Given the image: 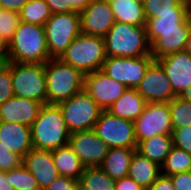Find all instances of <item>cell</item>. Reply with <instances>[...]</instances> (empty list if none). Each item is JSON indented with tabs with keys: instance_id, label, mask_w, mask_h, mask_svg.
I'll return each mask as SVG.
<instances>
[{
	"instance_id": "obj_1",
	"label": "cell",
	"mask_w": 191,
	"mask_h": 190,
	"mask_svg": "<svg viewBox=\"0 0 191 190\" xmlns=\"http://www.w3.org/2000/svg\"><path fill=\"white\" fill-rule=\"evenodd\" d=\"M9 61L45 63L49 59L45 29L42 25L19 22L8 44Z\"/></svg>"
},
{
	"instance_id": "obj_2",
	"label": "cell",
	"mask_w": 191,
	"mask_h": 190,
	"mask_svg": "<svg viewBox=\"0 0 191 190\" xmlns=\"http://www.w3.org/2000/svg\"><path fill=\"white\" fill-rule=\"evenodd\" d=\"M33 148L53 151L67 145L70 132L57 105L45 104L30 126Z\"/></svg>"
},
{
	"instance_id": "obj_3",
	"label": "cell",
	"mask_w": 191,
	"mask_h": 190,
	"mask_svg": "<svg viewBox=\"0 0 191 190\" xmlns=\"http://www.w3.org/2000/svg\"><path fill=\"white\" fill-rule=\"evenodd\" d=\"M47 104L58 105L84 89V74L59 58L45 62Z\"/></svg>"
},
{
	"instance_id": "obj_4",
	"label": "cell",
	"mask_w": 191,
	"mask_h": 190,
	"mask_svg": "<svg viewBox=\"0 0 191 190\" xmlns=\"http://www.w3.org/2000/svg\"><path fill=\"white\" fill-rule=\"evenodd\" d=\"M106 56L139 57L151 55L146 28L115 22L104 36Z\"/></svg>"
},
{
	"instance_id": "obj_5",
	"label": "cell",
	"mask_w": 191,
	"mask_h": 190,
	"mask_svg": "<svg viewBox=\"0 0 191 190\" xmlns=\"http://www.w3.org/2000/svg\"><path fill=\"white\" fill-rule=\"evenodd\" d=\"M106 57L104 38L80 33L59 59L85 75L101 70Z\"/></svg>"
},
{
	"instance_id": "obj_6",
	"label": "cell",
	"mask_w": 191,
	"mask_h": 190,
	"mask_svg": "<svg viewBox=\"0 0 191 190\" xmlns=\"http://www.w3.org/2000/svg\"><path fill=\"white\" fill-rule=\"evenodd\" d=\"M15 96L47 104L45 63L9 61Z\"/></svg>"
},
{
	"instance_id": "obj_7",
	"label": "cell",
	"mask_w": 191,
	"mask_h": 190,
	"mask_svg": "<svg viewBox=\"0 0 191 190\" xmlns=\"http://www.w3.org/2000/svg\"><path fill=\"white\" fill-rule=\"evenodd\" d=\"M49 57L60 58L81 33L80 14L53 13L44 24Z\"/></svg>"
},
{
	"instance_id": "obj_8",
	"label": "cell",
	"mask_w": 191,
	"mask_h": 190,
	"mask_svg": "<svg viewBox=\"0 0 191 190\" xmlns=\"http://www.w3.org/2000/svg\"><path fill=\"white\" fill-rule=\"evenodd\" d=\"M57 106L70 133L93 130L104 111L84 89Z\"/></svg>"
},
{
	"instance_id": "obj_9",
	"label": "cell",
	"mask_w": 191,
	"mask_h": 190,
	"mask_svg": "<svg viewBox=\"0 0 191 190\" xmlns=\"http://www.w3.org/2000/svg\"><path fill=\"white\" fill-rule=\"evenodd\" d=\"M93 130L109 148L137 149L135 125L132 120L116 117L104 110Z\"/></svg>"
},
{
	"instance_id": "obj_10",
	"label": "cell",
	"mask_w": 191,
	"mask_h": 190,
	"mask_svg": "<svg viewBox=\"0 0 191 190\" xmlns=\"http://www.w3.org/2000/svg\"><path fill=\"white\" fill-rule=\"evenodd\" d=\"M155 61L152 55L139 57H106L101 71L127 88L136 89L149 66Z\"/></svg>"
},
{
	"instance_id": "obj_11",
	"label": "cell",
	"mask_w": 191,
	"mask_h": 190,
	"mask_svg": "<svg viewBox=\"0 0 191 190\" xmlns=\"http://www.w3.org/2000/svg\"><path fill=\"white\" fill-rule=\"evenodd\" d=\"M137 143L155 135H172L171 112L168 103L149 102L134 121Z\"/></svg>"
},
{
	"instance_id": "obj_12",
	"label": "cell",
	"mask_w": 191,
	"mask_h": 190,
	"mask_svg": "<svg viewBox=\"0 0 191 190\" xmlns=\"http://www.w3.org/2000/svg\"><path fill=\"white\" fill-rule=\"evenodd\" d=\"M68 145L85 168L100 167L109 151V147L94 130L70 133Z\"/></svg>"
},
{
	"instance_id": "obj_13",
	"label": "cell",
	"mask_w": 191,
	"mask_h": 190,
	"mask_svg": "<svg viewBox=\"0 0 191 190\" xmlns=\"http://www.w3.org/2000/svg\"><path fill=\"white\" fill-rule=\"evenodd\" d=\"M127 89L101 70L84 75V90L103 110H107Z\"/></svg>"
},
{
	"instance_id": "obj_14",
	"label": "cell",
	"mask_w": 191,
	"mask_h": 190,
	"mask_svg": "<svg viewBox=\"0 0 191 190\" xmlns=\"http://www.w3.org/2000/svg\"><path fill=\"white\" fill-rule=\"evenodd\" d=\"M136 90L147 103H169L176 97L165 70L157 61L149 66Z\"/></svg>"
},
{
	"instance_id": "obj_15",
	"label": "cell",
	"mask_w": 191,
	"mask_h": 190,
	"mask_svg": "<svg viewBox=\"0 0 191 190\" xmlns=\"http://www.w3.org/2000/svg\"><path fill=\"white\" fill-rule=\"evenodd\" d=\"M115 22L108 0H92L80 13L81 33L86 35L104 38Z\"/></svg>"
},
{
	"instance_id": "obj_16",
	"label": "cell",
	"mask_w": 191,
	"mask_h": 190,
	"mask_svg": "<svg viewBox=\"0 0 191 190\" xmlns=\"http://www.w3.org/2000/svg\"><path fill=\"white\" fill-rule=\"evenodd\" d=\"M156 61L165 70L174 94L182 96L191 85V54L183 50Z\"/></svg>"
},
{
	"instance_id": "obj_17",
	"label": "cell",
	"mask_w": 191,
	"mask_h": 190,
	"mask_svg": "<svg viewBox=\"0 0 191 190\" xmlns=\"http://www.w3.org/2000/svg\"><path fill=\"white\" fill-rule=\"evenodd\" d=\"M22 164L37 180L40 190H46L60 176L49 150L32 148L23 157Z\"/></svg>"
},
{
	"instance_id": "obj_18",
	"label": "cell",
	"mask_w": 191,
	"mask_h": 190,
	"mask_svg": "<svg viewBox=\"0 0 191 190\" xmlns=\"http://www.w3.org/2000/svg\"><path fill=\"white\" fill-rule=\"evenodd\" d=\"M42 106L38 101L14 95L0 105V121L31 126Z\"/></svg>"
},
{
	"instance_id": "obj_19",
	"label": "cell",
	"mask_w": 191,
	"mask_h": 190,
	"mask_svg": "<svg viewBox=\"0 0 191 190\" xmlns=\"http://www.w3.org/2000/svg\"><path fill=\"white\" fill-rule=\"evenodd\" d=\"M0 142L23 158L33 148L30 126L0 121Z\"/></svg>"
},
{
	"instance_id": "obj_20",
	"label": "cell",
	"mask_w": 191,
	"mask_h": 190,
	"mask_svg": "<svg viewBox=\"0 0 191 190\" xmlns=\"http://www.w3.org/2000/svg\"><path fill=\"white\" fill-rule=\"evenodd\" d=\"M190 29L157 30V39L151 44V55L156 60L183 51Z\"/></svg>"
},
{
	"instance_id": "obj_21",
	"label": "cell",
	"mask_w": 191,
	"mask_h": 190,
	"mask_svg": "<svg viewBox=\"0 0 191 190\" xmlns=\"http://www.w3.org/2000/svg\"><path fill=\"white\" fill-rule=\"evenodd\" d=\"M161 175V166L142 155L137 150L134 151L130 160L128 176L132 178L144 190H147Z\"/></svg>"
},
{
	"instance_id": "obj_22",
	"label": "cell",
	"mask_w": 191,
	"mask_h": 190,
	"mask_svg": "<svg viewBox=\"0 0 191 190\" xmlns=\"http://www.w3.org/2000/svg\"><path fill=\"white\" fill-rule=\"evenodd\" d=\"M146 104V100L136 89L128 88L106 111L116 117L135 121Z\"/></svg>"
},
{
	"instance_id": "obj_23",
	"label": "cell",
	"mask_w": 191,
	"mask_h": 190,
	"mask_svg": "<svg viewBox=\"0 0 191 190\" xmlns=\"http://www.w3.org/2000/svg\"><path fill=\"white\" fill-rule=\"evenodd\" d=\"M191 18L188 13L158 14V17L147 18L146 33L149 44L157 39V30L190 29Z\"/></svg>"
},
{
	"instance_id": "obj_24",
	"label": "cell",
	"mask_w": 191,
	"mask_h": 190,
	"mask_svg": "<svg viewBox=\"0 0 191 190\" xmlns=\"http://www.w3.org/2000/svg\"><path fill=\"white\" fill-rule=\"evenodd\" d=\"M129 148H109L100 168L113 180L127 177L129 174L130 160L134 151Z\"/></svg>"
},
{
	"instance_id": "obj_25",
	"label": "cell",
	"mask_w": 191,
	"mask_h": 190,
	"mask_svg": "<svg viewBox=\"0 0 191 190\" xmlns=\"http://www.w3.org/2000/svg\"><path fill=\"white\" fill-rule=\"evenodd\" d=\"M108 1L116 22L145 27L147 19L145 17L143 3H136L133 0Z\"/></svg>"
},
{
	"instance_id": "obj_26",
	"label": "cell",
	"mask_w": 191,
	"mask_h": 190,
	"mask_svg": "<svg viewBox=\"0 0 191 190\" xmlns=\"http://www.w3.org/2000/svg\"><path fill=\"white\" fill-rule=\"evenodd\" d=\"M52 158L59 175L79 180L85 167L68 144L53 150Z\"/></svg>"
},
{
	"instance_id": "obj_27",
	"label": "cell",
	"mask_w": 191,
	"mask_h": 190,
	"mask_svg": "<svg viewBox=\"0 0 191 190\" xmlns=\"http://www.w3.org/2000/svg\"><path fill=\"white\" fill-rule=\"evenodd\" d=\"M172 135H155L141 141L137 151L161 166L173 147Z\"/></svg>"
},
{
	"instance_id": "obj_28",
	"label": "cell",
	"mask_w": 191,
	"mask_h": 190,
	"mask_svg": "<svg viewBox=\"0 0 191 190\" xmlns=\"http://www.w3.org/2000/svg\"><path fill=\"white\" fill-rule=\"evenodd\" d=\"M114 183L100 167L85 168L79 178L80 190H115Z\"/></svg>"
},
{
	"instance_id": "obj_29",
	"label": "cell",
	"mask_w": 191,
	"mask_h": 190,
	"mask_svg": "<svg viewBox=\"0 0 191 190\" xmlns=\"http://www.w3.org/2000/svg\"><path fill=\"white\" fill-rule=\"evenodd\" d=\"M145 17H158V14L188 13L187 2L183 0H144Z\"/></svg>"
},
{
	"instance_id": "obj_30",
	"label": "cell",
	"mask_w": 191,
	"mask_h": 190,
	"mask_svg": "<svg viewBox=\"0 0 191 190\" xmlns=\"http://www.w3.org/2000/svg\"><path fill=\"white\" fill-rule=\"evenodd\" d=\"M51 15L52 12L46 0H29L19 12L21 22L42 26H44Z\"/></svg>"
},
{
	"instance_id": "obj_31",
	"label": "cell",
	"mask_w": 191,
	"mask_h": 190,
	"mask_svg": "<svg viewBox=\"0 0 191 190\" xmlns=\"http://www.w3.org/2000/svg\"><path fill=\"white\" fill-rule=\"evenodd\" d=\"M186 171H191V154L173 146L161 165V174L170 176Z\"/></svg>"
},
{
	"instance_id": "obj_32",
	"label": "cell",
	"mask_w": 191,
	"mask_h": 190,
	"mask_svg": "<svg viewBox=\"0 0 191 190\" xmlns=\"http://www.w3.org/2000/svg\"><path fill=\"white\" fill-rule=\"evenodd\" d=\"M173 129L191 126V103L181 96H176L169 103Z\"/></svg>"
},
{
	"instance_id": "obj_33",
	"label": "cell",
	"mask_w": 191,
	"mask_h": 190,
	"mask_svg": "<svg viewBox=\"0 0 191 190\" xmlns=\"http://www.w3.org/2000/svg\"><path fill=\"white\" fill-rule=\"evenodd\" d=\"M6 177H10V182L14 190H40L37 180L23 164L6 171Z\"/></svg>"
},
{
	"instance_id": "obj_34",
	"label": "cell",
	"mask_w": 191,
	"mask_h": 190,
	"mask_svg": "<svg viewBox=\"0 0 191 190\" xmlns=\"http://www.w3.org/2000/svg\"><path fill=\"white\" fill-rule=\"evenodd\" d=\"M20 22L19 13L3 10L0 14V34L9 43Z\"/></svg>"
},
{
	"instance_id": "obj_35",
	"label": "cell",
	"mask_w": 191,
	"mask_h": 190,
	"mask_svg": "<svg viewBox=\"0 0 191 190\" xmlns=\"http://www.w3.org/2000/svg\"><path fill=\"white\" fill-rule=\"evenodd\" d=\"M14 96L9 61L0 67V105Z\"/></svg>"
},
{
	"instance_id": "obj_36",
	"label": "cell",
	"mask_w": 191,
	"mask_h": 190,
	"mask_svg": "<svg viewBox=\"0 0 191 190\" xmlns=\"http://www.w3.org/2000/svg\"><path fill=\"white\" fill-rule=\"evenodd\" d=\"M23 162V158L4 147L0 142V171L6 172L19 167Z\"/></svg>"
},
{
	"instance_id": "obj_37",
	"label": "cell",
	"mask_w": 191,
	"mask_h": 190,
	"mask_svg": "<svg viewBox=\"0 0 191 190\" xmlns=\"http://www.w3.org/2000/svg\"><path fill=\"white\" fill-rule=\"evenodd\" d=\"M172 139L175 147L191 154V126L173 129Z\"/></svg>"
},
{
	"instance_id": "obj_38",
	"label": "cell",
	"mask_w": 191,
	"mask_h": 190,
	"mask_svg": "<svg viewBox=\"0 0 191 190\" xmlns=\"http://www.w3.org/2000/svg\"><path fill=\"white\" fill-rule=\"evenodd\" d=\"M46 190H80L79 180L60 175Z\"/></svg>"
},
{
	"instance_id": "obj_39",
	"label": "cell",
	"mask_w": 191,
	"mask_h": 190,
	"mask_svg": "<svg viewBox=\"0 0 191 190\" xmlns=\"http://www.w3.org/2000/svg\"><path fill=\"white\" fill-rule=\"evenodd\" d=\"M175 190H191V171L170 175Z\"/></svg>"
},
{
	"instance_id": "obj_40",
	"label": "cell",
	"mask_w": 191,
	"mask_h": 190,
	"mask_svg": "<svg viewBox=\"0 0 191 190\" xmlns=\"http://www.w3.org/2000/svg\"><path fill=\"white\" fill-rule=\"evenodd\" d=\"M115 190H144L129 176L115 180Z\"/></svg>"
},
{
	"instance_id": "obj_41",
	"label": "cell",
	"mask_w": 191,
	"mask_h": 190,
	"mask_svg": "<svg viewBox=\"0 0 191 190\" xmlns=\"http://www.w3.org/2000/svg\"><path fill=\"white\" fill-rule=\"evenodd\" d=\"M147 190H175L171 178L161 174Z\"/></svg>"
},
{
	"instance_id": "obj_42",
	"label": "cell",
	"mask_w": 191,
	"mask_h": 190,
	"mask_svg": "<svg viewBox=\"0 0 191 190\" xmlns=\"http://www.w3.org/2000/svg\"><path fill=\"white\" fill-rule=\"evenodd\" d=\"M47 5L53 13L73 12L68 6L67 0H46Z\"/></svg>"
},
{
	"instance_id": "obj_43",
	"label": "cell",
	"mask_w": 191,
	"mask_h": 190,
	"mask_svg": "<svg viewBox=\"0 0 191 190\" xmlns=\"http://www.w3.org/2000/svg\"><path fill=\"white\" fill-rule=\"evenodd\" d=\"M29 0H0V6L4 10L19 13L20 10L28 3Z\"/></svg>"
},
{
	"instance_id": "obj_44",
	"label": "cell",
	"mask_w": 191,
	"mask_h": 190,
	"mask_svg": "<svg viewBox=\"0 0 191 190\" xmlns=\"http://www.w3.org/2000/svg\"><path fill=\"white\" fill-rule=\"evenodd\" d=\"M92 0H67L68 6L73 12L82 13Z\"/></svg>"
},
{
	"instance_id": "obj_45",
	"label": "cell",
	"mask_w": 191,
	"mask_h": 190,
	"mask_svg": "<svg viewBox=\"0 0 191 190\" xmlns=\"http://www.w3.org/2000/svg\"><path fill=\"white\" fill-rule=\"evenodd\" d=\"M8 42L0 34V62L6 64L9 61Z\"/></svg>"
},
{
	"instance_id": "obj_46",
	"label": "cell",
	"mask_w": 191,
	"mask_h": 190,
	"mask_svg": "<svg viewBox=\"0 0 191 190\" xmlns=\"http://www.w3.org/2000/svg\"><path fill=\"white\" fill-rule=\"evenodd\" d=\"M0 190H14L10 177H6V172L0 171Z\"/></svg>"
},
{
	"instance_id": "obj_47",
	"label": "cell",
	"mask_w": 191,
	"mask_h": 190,
	"mask_svg": "<svg viewBox=\"0 0 191 190\" xmlns=\"http://www.w3.org/2000/svg\"><path fill=\"white\" fill-rule=\"evenodd\" d=\"M184 50L186 52H188L189 54H191V27H190V30H189V33H188V37H187V40H186V43H185Z\"/></svg>"
},
{
	"instance_id": "obj_48",
	"label": "cell",
	"mask_w": 191,
	"mask_h": 190,
	"mask_svg": "<svg viewBox=\"0 0 191 190\" xmlns=\"http://www.w3.org/2000/svg\"><path fill=\"white\" fill-rule=\"evenodd\" d=\"M181 97L191 103V85L189 86V88L185 91V93Z\"/></svg>"
},
{
	"instance_id": "obj_49",
	"label": "cell",
	"mask_w": 191,
	"mask_h": 190,
	"mask_svg": "<svg viewBox=\"0 0 191 190\" xmlns=\"http://www.w3.org/2000/svg\"><path fill=\"white\" fill-rule=\"evenodd\" d=\"M188 5V16L191 18V0L187 2Z\"/></svg>"
},
{
	"instance_id": "obj_50",
	"label": "cell",
	"mask_w": 191,
	"mask_h": 190,
	"mask_svg": "<svg viewBox=\"0 0 191 190\" xmlns=\"http://www.w3.org/2000/svg\"><path fill=\"white\" fill-rule=\"evenodd\" d=\"M133 1L136 3H143L144 2V0H133Z\"/></svg>"
},
{
	"instance_id": "obj_51",
	"label": "cell",
	"mask_w": 191,
	"mask_h": 190,
	"mask_svg": "<svg viewBox=\"0 0 191 190\" xmlns=\"http://www.w3.org/2000/svg\"><path fill=\"white\" fill-rule=\"evenodd\" d=\"M3 10L4 9L0 6V14H2Z\"/></svg>"
}]
</instances>
